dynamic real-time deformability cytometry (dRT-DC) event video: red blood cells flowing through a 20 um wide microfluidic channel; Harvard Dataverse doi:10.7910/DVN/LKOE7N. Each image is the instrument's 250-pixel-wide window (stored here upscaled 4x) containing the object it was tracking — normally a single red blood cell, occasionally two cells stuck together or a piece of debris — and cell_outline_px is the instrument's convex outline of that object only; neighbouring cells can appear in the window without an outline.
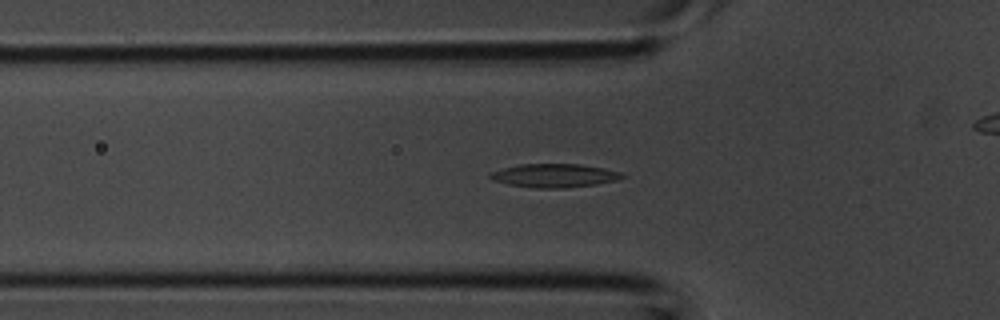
{"species": "common noctule bat (a hibernating species)", "species_latin": "Nyctalus noctula", "temperature_condition": "room temperature", "stored_images_in_passage": 32, "camera_frame_rate_fps": 3000, "um_per_image_px": 0.085, "animal": {"sex": "male", "body_mass_g": 20.1, "forearm_length_mm": 53.5}, "frame": {"image": 1, "passage_image": 5, "time_ms": 1.333, "image_size_px": [1000, 320], "cell_outline_px": [[624, 176], [616, 180], [596, 184], [564, 188], [536, 188], [508, 184], [496, 180], [488, 176], [488, 172], [520, 164], [580, 164], [604, 168], [620, 172]], "centroid_in_image_um": [47.1, 14.92], "position_along_channel_um": 78.7, "area_um2": 17.92}}
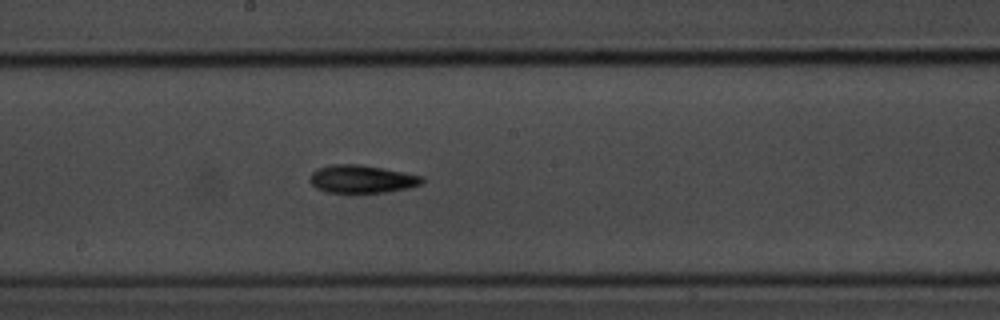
{"frame": {"image": 2, "passage_image": 13, "time_ms": 4.0, "image_size_px": [1000, 320], "cell_outline_px": [[424, 180], [420, 184], [408, 188], [384, 192], [328, 192], [316, 188], [308, 180], [308, 176], [316, 168], [332, 164], [360, 164], [424, 176]], "centroid_in_image_um": [30.71, 15.2], "position_along_channel_um": 217.5, "area_um2": 18.21}}
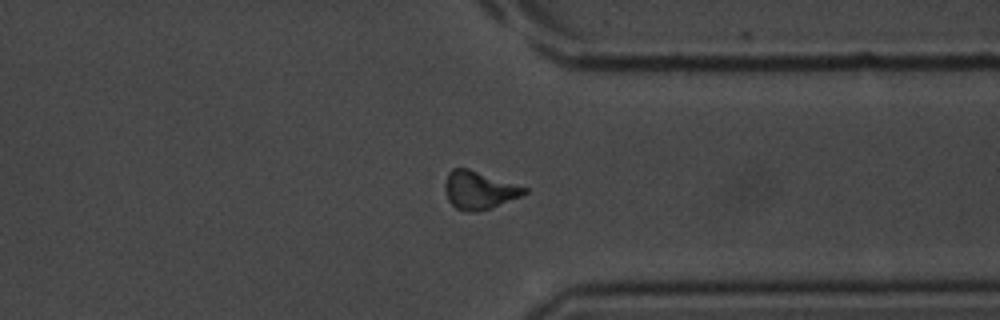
{"frame": {"image": 3, "passage_image": 22, "time_ms": 7.0, "image_size_px": [1000, 320], "cell_outline_px": [[528, 192], [520, 196], [488, 208], [476, 212], [468, 212], [456, 208], [448, 200], [444, 188], [444, 184], [448, 172], [452, 168], [468, 168], [528, 188]], "centroid_in_image_um": [40.68, 16.15], "position_along_channel_um": 370.7, "area_um2": 17.34}}